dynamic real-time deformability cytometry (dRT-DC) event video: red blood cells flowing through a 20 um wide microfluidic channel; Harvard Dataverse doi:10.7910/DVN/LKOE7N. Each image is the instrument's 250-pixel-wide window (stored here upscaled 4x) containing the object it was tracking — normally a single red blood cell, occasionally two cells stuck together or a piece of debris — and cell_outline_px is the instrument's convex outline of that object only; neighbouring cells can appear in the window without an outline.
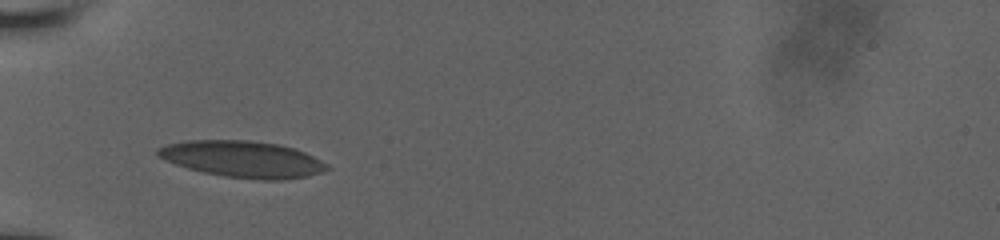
{"species": "human", "species_latin": "Homo sapiens", "temperature_condition": "room temperature", "stored_images_in_passage": 1, "camera_frame_rate_fps": 3000, "um_per_image_px": 0.085, "donor": {"sex": "male"}, "frame": {"image": 1, "passage_image": 1, "time_ms": 0.0, "image_size_px": [1000, 240], "cell_outline_px": [[332, 168], [324, 172], [308, 176], [280, 180], [260, 180], [224, 176], [204, 172], [188, 168], [164, 160], [156, 156], [156, 148], [168, 144], [188, 140], [252, 140], [280, 144], [304, 152], [328, 164]], "centroid_in_image_um": [20.63, 13.53], "position_along_channel_um": 64.4, "area_um2": 36.13}}